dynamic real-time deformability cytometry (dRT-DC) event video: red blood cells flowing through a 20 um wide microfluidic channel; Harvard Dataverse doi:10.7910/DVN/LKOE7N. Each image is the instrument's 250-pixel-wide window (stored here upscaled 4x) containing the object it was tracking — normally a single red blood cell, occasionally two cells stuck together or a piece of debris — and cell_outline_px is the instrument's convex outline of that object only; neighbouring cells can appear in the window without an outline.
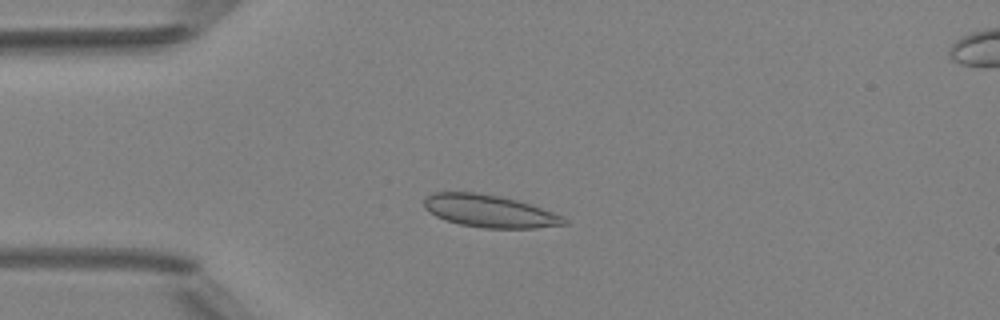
{"species": "Egyptian fruit bat (a non-hibernating species)", "species_latin": "Rousettus aegyptiacus", "temperature_condition": "room temperature", "stored_images_in_passage": 7, "camera_frame_rate_fps": 3000, "um_per_image_px": 0.085, "animal": {"sex": "female"}, "frame": {"image": 1, "passage_image": 4, "time_ms": 3.333, "image_size_px": [1000, 320], "cell_outline_px": [[568, 224], [536, 228], [484, 228], [460, 224], [444, 220], [428, 212], [424, 208], [424, 196], [432, 192], [476, 192], [500, 196], [516, 200], [564, 216], [568, 220]], "centroid_in_image_um": [41.57, 17.94], "position_along_channel_um": 43.4, "area_um2": 26.59}}
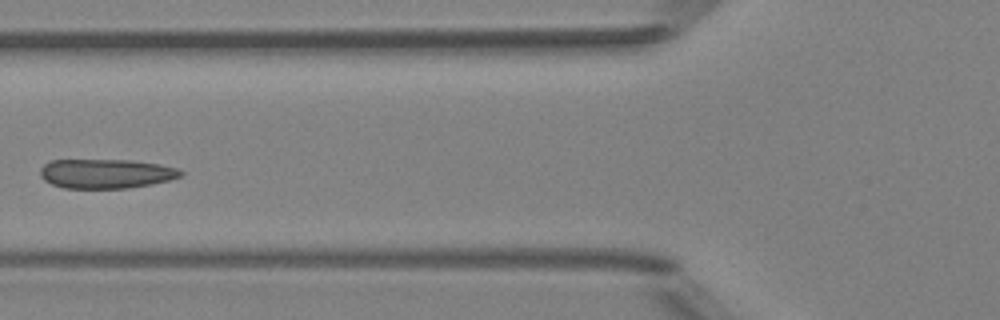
{"frame": {"image": 2, "passage_image": 6, "time_ms": 5.667, "image_size_px": [1000, 320], "cell_outline_px": [[184, 172], [180, 176], [168, 180], [152, 184], [128, 188], [64, 188], [52, 184], [44, 180], [40, 176], [40, 168], [48, 160], [132, 160], [160, 164], [176, 168]], "centroid_in_image_um": [8.98, 14.75], "position_along_channel_um": 116.8, "area_um2": 24.1}}
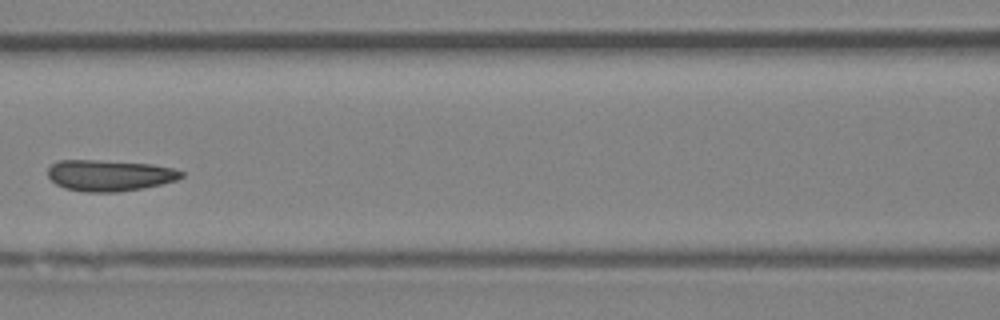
{"frame": {"image": 3, "passage_image": 7, "time_ms": 6.667, "image_size_px": [1000, 320], "cell_outline_px": [[184, 176], [176, 180], [144, 188], [116, 192], [84, 192], [64, 188], [56, 184], [48, 176], [48, 168], [56, 160], [100, 160], [152, 164], [172, 168], [184, 172]], "centroid_in_image_um": [9.29, 14.91], "position_along_channel_um": 157.3, "area_um2": 24.33}}